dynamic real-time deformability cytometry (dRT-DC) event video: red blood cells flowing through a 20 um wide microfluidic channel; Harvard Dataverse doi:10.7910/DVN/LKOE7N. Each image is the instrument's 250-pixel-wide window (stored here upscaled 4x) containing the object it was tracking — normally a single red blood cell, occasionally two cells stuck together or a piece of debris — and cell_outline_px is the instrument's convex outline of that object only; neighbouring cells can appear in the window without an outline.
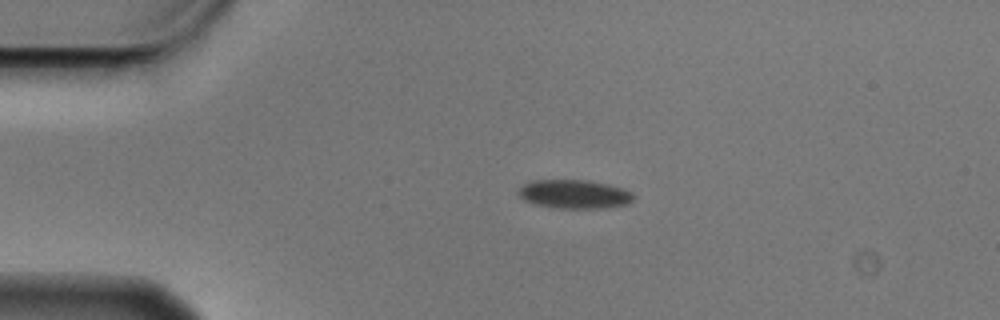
{"species": "Egyptian fruit bat (a non-hibernating species)", "species_latin": "Rousettus aegyptiacus", "temperature_condition": "cold", "stored_images_in_passage": 3, "camera_frame_rate_fps": 3000, "um_per_image_px": 0.085, "animal": {"sex": "male"}, "frame": {"image": 1, "passage_image": 2, "time_ms": 0.333, "image_size_px": [1000, 320], "cell_outline_px": [[636, 196], [628, 204], [604, 208], [556, 208], [536, 204], [524, 200], [516, 192], [524, 184], [532, 180], [588, 180], [608, 184], [624, 188], [632, 192]], "centroid_in_image_um": [48.85, 16.5], "position_along_channel_um": 36.2, "area_um2": 19.42}}